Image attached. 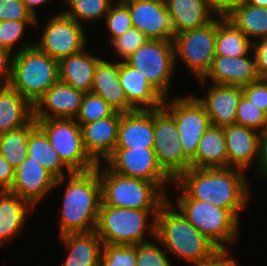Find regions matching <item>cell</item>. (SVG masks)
Masks as SVG:
<instances>
[{
    "instance_id": "obj_39",
    "label": "cell",
    "mask_w": 267,
    "mask_h": 266,
    "mask_svg": "<svg viewBox=\"0 0 267 266\" xmlns=\"http://www.w3.org/2000/svg\"><path fill=\"white\" fill-rule=\"evenodd\" d=\"M99 266H136V246L103 244Z\"/></svg>"
},
{
    "instance_id": "obj_5",
    "label": "cell",
    "mask_w": 267,
    "mask_h": 266,
    "mask_svg": "<svg viewBox=\"0 0 267 266\" xmlns=\"http://www.w3.org/2000/svg\"><path fill=\"white\" fill-rule=\"evenodd\" d=\"M98 164L102 204L112 207L160 210L168 200L156 183L141 178L125 177ZM102 168V169H101ZM102 170V171H101Z\"/></svg>"
},
{
    "instance_id": "obj_32",
    "label": "cell",
    "mask_w": 267,
    "mask_h": 266,
    "mask_svg": "<svg viewBox=\"0 0 267 266\" xmlns=\"http://www.w3.org/2000/svg\"><path fill=\"white\" fill-rule=\"evenodd\" d=\"M250 41L267 37V7L252 6L245 1L226 17Z\"/></svg>"
},
{
    "instance_id": "obj_21",
    "label": "cell",
    "mask_w": 267,
    "mask_h": 266,
    "mask_svg": "<svg viewBox=\"0 0 267 266\" xmlns=\"http://www.w3.org/2000/svg\"><path fill=\"white\" fill-rule=\"evenodd\" d=\"M243 95L240 86L214 84L208 88L206 98H197L204 106L211 125L228 126L236 124V111Z\"/></svg>"
},
{
    "instance_id": "obj_1",
    "label": "cell",
    "mask_w": 267,
    "mask_h": 266,
    "mask_svg": "<svg viewBox=\"0 0 267 266\" xmlns=\"http://www.w3.org/2000/svg\"><path fill=\"white\" fill-rule=\"evenodd\" d=\"M244 170L224 168H189L173 183L182 192L177 199H195L227 209L238 221L247 205L249 185Z\"/></svg>"
},
{
    "instance_id": "obj_43",
    "label": "cell",
    "mask_w": 267,
    "mask_h": 266,
    "mask_svg": "<svg viewBox=\"0 0 267 266\" xmlns=\"http://www.w3.org/2000/svg\"><path fill=\"white\" fill-rule=\"evenodd\" d=\"M22 0H0V21H37Z\"/></svg>"
},
{
    "instance_id": "obj_17",
    "label": "cell",
    "mask_w": 267,
    "mask_h": 266,
    "mask_svg": "<svg viewBox=\"0 0 267 266\" xmlns=\"http://www.w3.org/2000/svg\"><path fill=\"white\" fill-rule=\"evenodd\" d=\"M84 93L58 80L33 105L34 119L75 118Z\"/></svg>"
},
{
    "instance_id": "obj_4",
    "label": "cell",
    "mask_w": 267,
    "mask_h": 266,
    "mask_svg": "<svg viewBox=\"0 0 267 266\" xmlns=\"http://www.w3.org/2000/svg\"><path fill=\"white\" fill-rule=\"evenodd\" d=\"M22 45L13 56L9 86L34 105L59 80V63L34 42Z\"/></svg>"
},
{
    "instance_id": "obj_27",
    "label": "cell",
    "mask_w": 267,
    "mask_h": 266,
    "mask_svg": "<svg viewBox=\"0 0 267 266\" xmlns=\"http://www.w3.org/2000/svg\"><path fill=\"white\" fill-rule=\"evenodd\" d=\"M34 207L10 190L0 191V246L18 236Z\"/></svg>"
},
{
    "instance_id": "obj_20",
    "label": "cell",
    "mask_w": 267,
    "mask_h": 266,
    "mask_svg": "<svg viewBox=\"0 0 267 266\" xmlns=\"http://www.w3.org/2000/svg\"><path fill=\"white\" fill-rule=\"evenodd\" d=\"M249 53L240 57L215 56L207 74L199 79L201 83L210 79L214 84L243 87L260 77L256 72L255 59Z\"/></svg>"
},
{
    "instance_id": "obj_6",
    "label": "cell",
    "mask_w": 267,
    "mask_h": 266,
    "mask_svg": "<svg viewBox=\"0 0 267 266\" xmlns=\"http://www.w3.org/2000/svg\"><path fill=\"white\" fill-rule=\"evenodd\" d=\"M159 210H142L106 206L99 207L98 219L95 228L96 234L103 244L136 246L146 242L144 233L147 228L148 236L155 238V221ZM153 218L148 227L147 220Z\"/></svg>"
},
{
    "instance_id": "obj_18",
    "label": "cell",
    "mask_w": 267,
    "mask_h": 266,
    "mask_svg": "<svg viewBox=\"0 0 267 266\" xmlns=\"http://www.w3.org/2000/svg\"><path fill=\"white\" fill-rule=\"evenodd\" d=\"M154 109H136L121 115L115 148H153Z\"/></svg>"
},
{
    "instance_id": "obj_38",
    "label": "cell",
    "mask_w": 267,
    "mask_h": 266,
    "mask_svg": "<svg viewBox=\"0 0 267 266\" xmlns=\"http://www.w3.org/2000/svg\"><path fill=\"white\" fill-rule=\"evenodd\" d=\"M236 124L261 132L267 127V114L242 95L237 106Z\"/></svg>"
},
{
    "instance_id": "obj_29",
    "label": "cell",
    "mask_w": 267,
    "mask_h": 266,
    "mask_svg": "<svg viewBox=\"0 0 267 266\" xmlns=\"http://www.w3.org/2000/svg\"><path fill=\"white\" fill-rule=\"evenodd\" d=\"M33 119V105L9 85L0 86V134L21 128Z\"/></svg>"
},
{
    "instance_id": "obj_52",
    "label": "cell",
    "mask_w": 267,
    "mask_h": 266,
    "mask_svg": "<svg viewBox=\"0 0 267 266\" xmlns=\"http://www.w3.org/2000/svg\"><path fill=\"white\" fill-rule=\"evenodd\" d=\"M244 1L252 6L267 7V0H244Z\"/></svg>"
},
{
    "instance_id": "obj_34",
    "label": "cell",
    "mask_w": 267,
    "mask_h": 266,
    "mask_svg": "<svg viewBox=\"0 0 267 266\" xmlns=\"http://www.w3.org/2000/svg\"><path fill=\"white\" fill-rule=\"evenodd\" d=\"M36 126L33 118L21 128L0 134V154L15 169L28 156V136Z\"/></svg>"
},
{
    "instance_id": "obj_2",
    "label": "cell",
    "mask_w": 267,
    "mask_h": 266,
    "mask_svg": "<svg viewBox=\"0 0 267 266\" xmlns=\"http://www.w3.org/2000/svg\"><path fill=\"white\" fill-rule=\"evenodd\" d=\"M60 222V236L95 231L102 202L98 164L87 172L67 176Z\"/></svg>"
},
{
    "instance_id": "obj_33",
    "label": "cell",
    "mask_w": 267,
    "mask_h": 266,
    "mask_svg": "<svg viewBox=\"0 0 267 266\" xmlns=\"http://www.w3.org/2000/svg\"><path fill=\"white\" fill-rule=\"evenodd\" d=\"M251 49L252 41L225 17L217 16L216 56L240 57Z\"/></svg>"
},
{
    "instance_id": "obj_14",
    "label": "cell",
    "mask_w": 267,
    "mask_h": 266,
    "mask_svg": "<svg viewBox=\"0 0 267 266\" xmlns=\"http://www.w3.org/2000/svg\"><path fill=\"white\" fill-rule=\"evenodd\" d=\"M105 164L119 175L154 182L162 190L170 180L174 182L159 165L153 148H115Z\"/></svg>"
},
{
    "instance_id": "obj_46",
    "label": "cell",
    "mask_w": 267,
    "mask_h": 266,
    "mask_svg": "<svg viewBox=\"0 0 267 266\" xmlns=\"http://www.w3.org/2000/svg\"><path fill=\"white\" fill-rule=\"evenodd\" d=\"M14 54L0 47V86H7L12 76V61Z\"/></svg>"
},
{
    "instance_id": "obj_24",
    "label": "cell",
    "mask_w": 267,
    "mask_h": 266,
    "mask_svg": "<svg viewBox=\"0 0 267 266\" xmlns=\"http://www.w3.org/2000/svg\"><path fill=\"white\" fill-rule=\"evenodd\" d=\"M119 78L128 102L135 109H157L162 106L165 98L139 70L125 61L119 62Z\"/></svg>"
},
{
    "instance_id": "obj_42",
    "label": "cell",
    "mask_w": 267,
    "mask_h": 266,
    "mask_svg": "<svg viewBox=\"0 0 267 266\" xmlns=\"http://www.w3.org/2000/svg\"><path fill=\"white\" fill-rule=\"evenodd\" d=\"M147 40L148 38L142 32L132 27L122 36L115 38L111 44H113L114 50H116L119 58L124 61Z\"/></svg>"
},
{
    "instance_id": "obj_44",
    "label": "cell",
    "mask_w": 267,
    "mask_h": 266,
    "mask_svg": "<svg viewBox=\"0 0 267 266\" xmlns=\"http://www.w3.org/2000/svg\"><path fill=\"white\" fill-rule=\"evenodd\" d=\"M241 88L243 95L267 114V78H259Z\"/></svg>"
},
{
    "instance_id": "obj_53",
    "label": "cell",
    "mask_w": 267,
    "mask_h": 266,
    "mask_svg": "<svg viewBox=\"0 0 267 266\" xmlns=\"http://www.w3.org/2000/svg\"><path fill=\"white\" fill-rule=\"evenodd\" d=\"M228 266H238V265H237L236 261L233 260Z\"/></svg>"
},
{
    "instance_id": "obj_30",
    "label": "cell",
    "mask_w": 267,
    "mask_h": 266,
    "mask_svg": "<svg viewBox=\"0 0 267 266\" xmlns=\"http://www.w3.org/2000/svg\"><path fill=\"white\" fill-rule=\"evenodd\" d=\"M227 167V149L223 127L210 125L201 137L191 168Z\"/></svg>"
},
{
    "instance_id": "obj_10",
    "label": "cell",
    "mask_w": 267,
    "mask_h": 266,
    "mask_svg": "<svg viewBox=\"0 0 267 266\" xmlns=\"http://www.w3.org/2000/svg\"><path fill=\"white\" fill-rule=\"evenodd\" d=\"M217 16L208 24L174 35L175 64L180 57L196 78L210 70L215 55ZM177 59V60H176Z\"/></svg>"
},
{
    "instance_id": "obj_15",
    "label": "cell",
    "mask_w": 267,
    "mask_h": 266,
    "mask_svg": "<svg viewBox=\"0 0 267 266\" xmlns=\"http://www.w3.org/2000/svg\"><path fill=\"white\" fill-rule=\"evenodd\" d=\"M129 9L133 27L148 39L173 40L175 32L163 0H121Z\"/></svg>"
},
{
    "instance_id": "obj_12",
    "label": "cell",
    "mask_w": 267,
    "mask_h": 266,
    "mask_svg": "<svg viewBox=\"0 0 267 266\" xmlns=\"http://www.w3.org/2000/svg\"><path fill=\"white\" fill-rule=\"evenodd\" d=\"M165 98L162 106L173 116L181 140L184 155L191 161L204 132L211 125L204 106L193 95L175 97L171 102Z\"/></svg>"
},
{
    "instance_id": "obj_40",
    "label": "cell",
    "mask_w": 267,
    "mask_h": 266,
    "mask_svg": "<svg viewBox=\"0 0 267 266\" xmlns=\"http://www.w3.org/2000/svg\"><path fill=\"white\" fill-rule=\"evenodd\" d=\"M166 252L157 243H140L136 245V266H172Z\"/></svg>"
},
{
    "instance_id": "obj_25",
    "label": "cell",
    "mask_w": 267,
    "mask_h": 266,
    "mask_svg": "<svg viewBox=\"0 0 267 266\" xmlns=\"http://www.w3.org/2000/svg\"><path fill=\"white\" fill-rule=\"evenodd\" d=\"M59 238L68 253L63 266H99L103 242L95 231L68 233Z\"/></svg>"
},
{
    "instance_id": "obj_8",
    "label": "cell",
    "mask_w": 267,
    "mask_h": 266,
    "mask_svg": "<svg viewBox=\"0 0 267 266\" xmlns=\"http://www.w3.org/2000/svg\"><path fill=\"white\" fill-rule=\"evenodd\" d=\"M47 135L63 163L72 172H87L97 163L89 156L84 144L81 126L74 118L35 119Z\"/></svg>"
},
{
    "instance_id": "obj_7",
    "label": "cell",
    "mask_w": 267,
    "mask_h": 266,
    "mask_svg": "<svg viewBox=\"0 0 267 266\" xmlns=\"http://www.w3.org/2000/svg\"><path fill=\"white\" fill-rule=\"evenodd\" d=\"M176 202L178 211L220 250L227 249L226 243H234L238 238L239 221L227 209L195 199Z\"/></svg>"
},
{
    "instance_id": "obj_22",
    "label": "cell",
    "mask_w": 267,
    "mask_h": 266,
    "mask_svg": "<svg viewBox=\"0 0 267 266\" xmlns=\"http://www.w3.org/2000/svg\"><path fill=\"white\" fill-rule=\"evenodd\" d=\"M223 130L227 167L242 169L245 172L253 160L258 159L259 132L239 124L224 126Z\"/></svg>"
},
{
    "instance_id": "obj_26",
    "label": "cell",
    "mask_w": 267,
    "mask_h": 266,
    "mask_svg": "<svg viewBox=\"0 0 267 266\" xmlns=\"http://www.w3.org/2000/svg\"><path fill=\"white\" fill-rule=\"evenodd\" d=\"M165 3L175 35L204 26L216 17L204 0H165Z\"/></svg>"
},
{
    "instance_id": "obj_45",
    "label": "cell",
    "mask_w": 267,
    "mask_h": 266,
    "mask_svg": "<svg viewBox=\"0 0 267 266\" xmlns=\"http://www.w3.org/2000/svg\"><path fill=\"white\" fill-rule=\"evenodd\" d=\"M254 48V49H253ZM256 72L260 78H267V37L252 42Z\"/></svg>"
},
{
    "instance_id": "obj_19",
    "label": "cell",
    "mask_w": 267,
    "mask_h": 266,
    "mask_svg": "<svg viewBox=\"0 0 267 266\" xmlns=\"http://www.w3.org/2000/svg\"><path fill=\"white\" fill-rule=\"evenodd\" d=\"M122 113L99 119L81 126L83 144L89 156L99 164L112 154L116 147L118 127Z\"/></svg>"
},
{
    "instance_id": "obj_35",
    "label": "cell",
    "mask_w": 267,
    "mask_h": 266,
    "mask_svg": "<svg viewBox=\"0 0 267 266\" xmlns=\"http://www.w3.org/2000/svg\"><path fill=\"white\" fill-rule=\"evenodd\" d=\"M65 2L68 8L63 12L80 24L83 21L104 19L113 4L112 0H66Z\"/></svg>"
},
{
    "instance_id": "obj_41",
    "label": "cell",
    "mask_w": 267,
    "mask_h": 266,
    "mask_svg": "<svg viewBox=\"0 0 267 266\" xmlns=\"http://www.w3.org/2000/svg\"><path fill=\"white\" fill-rule=\"evenodd\" d=\"M38 21H0V47L13 53V48L25 33L26 26H36Z\"/></svg>"
},
{
    "instance_id": "obj_48",
    "label": "cell",
    "mask_w": 267,
    "mask_h": 266,
    "mask_svg": "<svg viewBox=\"0 0 267 266\" xmlns=\"http://www.w3.org/2000/svg\"><path fill=\"white\" fill-rule=\"evenodd\" d=\"M15 177L12 167L0 154V191L11 190Z\"/></svg>"
},
{
    "instance_id": "obj_36",
    "label": "cell",
    "mask_w": 267,
    "mask_h": 266,
    "mask_svg": "<svg viewBox=\"0 0 267 266\" xmlns=\"http://www.w3.org/2000/svg\"><path fill=\"white\" fill-rule=\"evenodd\" d=\"M116 111L100 96L91 92L84 93L78 114L74 118L82 126L111 116Z\"/></svg>"
},
{
    "instance_id": "obj_37",
    "label": "cell",
    "mask_w": 267,
    "mask_h": 266,
    "mask_svg": "<svg viewBox=\"0 0 267 266\" xmlns=\"http://www.w3.org/2000/svg\"><path fill=\"white\" fill-rule=\"evenodd\" d=\"M104 18L110 34V42L133 27L130 11L121 0H116L110 6Z\"/></svg>"
},
{
    "instance_id": "obj_16",
    "label": "cell",
    "mask_w": 267,
    "mask_h": 266,
    "mask_svg": "<svg viewBox=\"0 0 267 266\" xmlns=\"http://www.w3.org/2000/svg\"><path fill=\"white\" fill-rule=\"evenodd\" d=\"M65 182V177L56 179L48 170L30 157L15 169V177L11 192L25 199L33 207L48 191Z\"/></svg>"
},
{
    "instance_id": "obj_13",
    "label": "cell",
    "mask_w": 267,
    "mask_h": 266,
    "mask_svg": "<svg viewBox=\"0 0 267 266\" xmlns=\"http://www.w3.org/2000/svg\"><path fill=\"white\" fill-rule=\"evenodd\" d=\"M45 26L39 42L34 44L50 57L59 61L85 50L87 38L82 24L63 11L49 18Z\"/></svg>"
},
{
    "instance_id": "obj_50",
    "label": "cell",
    "mask_w": 267,
    "mask_h": 266,
    "mask_svg": "<svg viewBox=\"0 0 267 266\" xmlns=\"http://www.w3.org/2000/svg\"><path fill=\"white\" fill-rule=\"evenodd\" d=\"M227 249L218 251L213 257L201 262L192 263V266H228L234 259L228 257Z\"/></svg>"
},
{
    "instance_id": "obj_3",
    "label": "cell",
    "mask_w": 267,
    "mask_h": 266,
    "mask_svg": "<svg viewBox=\"0 0 267 266\" xmlns=\"http://www.w3.org/2000/svg\"><path fill=\"white\" fill-rule=\"evenodd\" d=\"M169 199L161 206L155 221V240L176 257L190 262L205 261L220 249L197 230Z\"/></svg>"
},
{
    "instance_id": "obj_11",
    "label": "cell",
    "mask_w": 267,
    "mask_h": 266,
    "mask_svg": "<svg viewBox=\"0 0 267 266\" xmlns=\"http://www.w3.org/2000/svg\"><path fill=\"white\" fill-rule=\"evenodd\" d=\"M153 149L159 165L174 181L191 168V161L184 155L174 118L163 106L154 109Z\"/></svg>"
},
{
    "instance_id": "obj_51",
    "label": "cell",
    "mask_w": 267,
    "mask_h": 266,
    "mask_svg": "<svg viewBox=\"0 0 267 266\" xmlns=\"http://www.w3.org/2000/svg\"><path fill=\"white\" fill-rule=\"evenodd\" d=\"M24 4L27 6V8L32 12L34 16H37L35 8L37 6H41L42 4L47 3L49 0H22Z\"/></svg>"
},
{
    "instance_id": "obj_9",
    "label": "cell",
    "mask_w": 267,
    "mask_h": 266,
    "mask_svg": "<svg viewBox=\"0 0 267 266\" xmlns=\"http://www.w3.org/2000/svg\"><path fill=\"white\" fill-rule=\"evenodd\" d=\"M124 61L139 70L149 83L167 98L175 68L173 40L148 39Z\"/></svg>"
},
{
    "instance_id": "obj_28",
    "label": "cell",
    "mask_w": 267,
    "mask_h": 266,
    "mask_svg": "<svg viewBox=\"0 0 267 266\" xmlns=\"http://www.w3.org/2000/svg\"><path fill=\"white\" fill-rule=\"evenodd\" d=\"M84 51L58 61L59 80L83 93H88L91 92L96 66L102 58L87 54Z\"/></svg>"
},
{
    "instance_id": "obj_47",
    "label": "cell",
    "mask_w": 267,
    "mask_h": 266,
    "mask_svg": "<svg viewBox=\"0 0 267 266\" xmlns=\"http://www.w3.org/2000/svg\"><path fill=\"white\" fill-rule=\"evenodd\" d=\"M216 16L226 17L234 8L244 0H204Z\"/></svg>"
},
{
    "instance_id": "obj_49",
    "label": "cell",
    "mask_w": 267,
    "mask_h": 266,
    "mask_svg": "<svg viewBox=\"0 0 267 266\" xmlns=\"http://www.w3.org/2000/svg\"><path fill=\"white\" fill-rule=\"evenodd\" d=\"M258 173L261 176L267 177V127L259 132V147H258Z\"/></svg>"
},
{
    "instance_id": "obj_23",
    "label": "cell",
    "mask_w": 267,
    "mask_h": 266,
    "mask_svg": "<svg viewBox=\"0 0 267 266\" xmlns=\"http://www.w3.org/2000/svg\"><path fill=\"white\" fill-rule=\"evenodd\" d=\"M91 93L103 98L116 112L136 110L129 102L119 78V62L101 59L95 69Z\"/></svg>"
},
{
    "instance_id": "obj_31",
    "label": "cell",
    "mask_w": 267,
    "mask_h": 266,
    "mask_svg": "<svg viewBox=\"0 0 267 266\" xmlns=\"http://www.w3.org/2000/svg\"><path fill=\"white\" fill-rule=\"evenodd\" d=\"M28 157L38 162L48 170L56 179L65 177L64 168L67 175L73 172L63 163L56 150L51 145L47 135L37 125L28 136Z\"/></svg>"
}]
</instances>
